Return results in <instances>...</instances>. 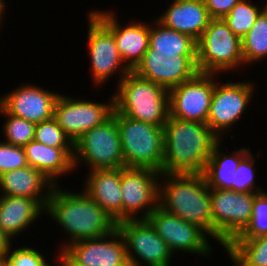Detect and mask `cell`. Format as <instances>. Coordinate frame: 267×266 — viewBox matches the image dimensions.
<instances>
[{"instance_id":"6da1fadb","label":"cell","mask_w":267,"mask_h":266,"mask_svg":"<svg viewBox=\"0 0 267 266\" xmlns=\"http://www.w3.org/2000/svg\"><path fill=\"white\" fill-rule=\"evenodd\" d=\"M59 187L57 184L52 188L45 212L69 235L58 253L71 243L102 237L117 229L113 217L84 191L77 193Z\"/></svg>"},{"instance_id":"7a4b0ae2","label":"cell","mask_w":267,"mask_h":266,"mask_svg":"<svg viewBox=\"0 0 267 266\" xmlns=\"http://www.w3.org/2000/svg\"><path fill=\"white\" fill-rule=\"evenodd\" d=\"M163 129L162 173H204L214 146L221 140L208 124L169 115Z\"/></svg>"},{"instance_id":"3957f363","label":"cell","mask_w":267,"mask_h":266,"mask_svg":"<svg viewBox=\"0 0 267 266\" xmlns=\"http://www.w3.org/2000/svg\"><path fill=\"white\" fill-rule=\"evenodd\" d=\"M160 178L158 206L213 238L210 188L204 174L161 173Z\"/></svg>"},{"instance_id":"277c9868","label":"cell","mask_w":267,"mask_h":266,"mask_svg":"<svg viewBox=\"0 0 267 266\" xmlns=\"http://www.w3.org/2000/svg\"><path fill=\"white\" fill-rule=\"evenodd\" d=\"M114 95V107L134 120L164 126L170 115L169 90L130 71Z\"/></svg>"},{"instance_id":"5b68a950","label":"cell","mask_w":267,"mask_h":266,"mask_svg":"<svg viewBox=\"0 0 267 266\" xmlns=\"http://www.w3.org/2000/svg\"><path fill=\"white\" fill-rule=\"evenodd\" d=\"M122 145L124 167L147 168L162 173L164 160V129L148 122L126 117L115 109Z\"/></svg>"},{"instance_id":"8992f818","label":"cell","mask_w":267,"mask_h":266,"mask_svg":"<svg viewBox=\"0 0 267 266\" xmlns=\"http://www.w3.org/2000/svg\"><path fill=\"white\" fill-rule=\"evenodd\" d=\"M242 65L241 38L231 31L223 19H212L197 41L198 72L220 75L240 69Z\"/></svg>"},{"instance_id":"52a82bcc","label":"cell","mask_w":267,"mask_h":266,"mask_svg":"<svg viewBox=\"0 0 267 266\" xmlns=\"http://www.w3.org/2000/svg\"><path fill=\"white\" fill-rule=\"evenodd\" d=\"M80 164L88 166L89 171L124 167L121 140L113 115L104 123L85 132L74 143L75 169Z\"/></svg>"},{"instance_id":"ba28073f","label":"cell","mask_w":267,"mask_h":266,"mask_svg":"<svg viewBox=\"0 0 267 266\" xmlns=\"http://www.w3.org/2000/svg\"><path fill=\"white\" fill-rule=\"evenodd\" d=\"M258 193L210 188L213 239L225 248L249 224Z\"/></svg>"},{"instance_id":"9c48e42d","label":"cell","mask_w":267,"mask_h":266,"mask_svg":"<svg viewBox=\"0 0 267 266\" xmlns=\"http://www.w3.org/2000/svg\"><path fill=\"white\" fill-rule=\"evenodd\" d=\"M196 63L197 51H157L148 47L133 71L170 90L198 72Z\"/></svg>"},{"instance_id":"30bf717a","label":"cell","mask_w":267,"mask_h":266,"mask_svg":"<svg viewBox=\"0 0 267 266\" xmlns=\"http://www.w3.org/2000/svg\"><path fill=\"white\" fill-rule=\"evenodd\" d=\"M117 229L125 241L130 266L171 265L172 251L147 219L123 220Z\"/></svg>"},{"instance_id":"8fae6325","label":"cell","mask_w":267,"mask_h":266,"mask_svg":"<svg viewBox=\"0 0 267 266\" xmlns=\"http://www.w3.org/2000/svg\"><path fill=\"white\" fill-rule=\"evenodd\" d=\"M87 51L94 86L102 85L118 73L119 82L131 71L123 62L113 33L90 11L88 13Z\"/></svg>"},{"instance_id":"7c38bea8","label":"cell","mask_w":267,"mask_h":266,"mask_svg":"<svg viewBox=\"0 0 267 266\" xmlns=\"http://www.w3.org/2000/svg\"><path fill=\"white\" fill-rule=\"evenodd\" d=\"M106 103L90 99H75L60 94L54 107V118L65 134L75 143L85 132L109 119L114 107L112 94ZM89 100V101H88Z\"/></svg>"},{"instance_id":"4fadbf2b","label":"cell","mask_w":267,"mask_h":266,"mask_svg":"<svg viewBox=\"0 0 267 266\" xmlns=\"http://www.w3.org/2000/svg\"><path fill=\"white\" fill-rule=\"evenodd\" d=\"M219 84V85H218ZM255 84L251 81L215 83L208 113L207 124L222 140L224 132L234 127L242 117L254 95Z\"/></svg>"},{"instance_id":"5bb4252c","label":"cell","mask_w":267,"mask_h":266,"mask_svg":"<svg viewBox=\"0 0 267 266\" xmlns=\"http://www.w3.org/2000/svg\"><path fill=\"white\" fill-rule=\"evenodd\" d=\"M160 174L147 168L121 167L122 221L146 219L158 207Z\"/></svg>"},{"instance_id":"9a60e30c","label":"cell","mask_w":267,"mask_h":266,"mask_svg":"<svg viewBox=\"0 0 267 266\" xmlns=\"http://www.w3.org/2000/svg\"><path fill=\"white\" fill-rule=\"evenodd\" d=\"M146 219L166 242L173 254L183 251L192 255L208 257L213 252V247L208 242L210 236L203 229L159 206Z\"/></svg>"},{"instance_id":"2e32d148","label":"cell","mask_w":267,"mask_h":266,"mask_svg":"<svg viewBox=\"0 0 267 266\" xmlns=\"http://www.w3.org/2000/svg\"><path fill=\"white\" fill-rule=\"evenodd\" d=\"M218 76L220 75L197 72L191 79L171 88L169 90L170 116L207 123Z\"/></svg>"},{"instance_id":"e0dca14e","label":"cell","mask_w":267,"mask_h":266,"mask_svg":"<svg viewBox=\"0 0 267 266\" xmlns=\"http://www.w3.org/2000/svg\"><path fill=\"white\" fill-rule=\"evenodd\" d=\"M71 266H130L125 241L116 229L71 243L59 253Z\"/></svg>"},{"instance_id":"ac0fdd59","label":"cell","mask_w":267,"mask_h":266,"mask_svg":"<svg viewBox=\"0 0 267 266\" xmlns=\"http://www.w3.org/2000/svg\"><path fill=\"white\" fill-rule=\"evenodd\" d=\"M24 82L0 97V106L10 115L21 117L35 124L54 117L58 96L51 90Z\"/></svg>"},{"instance_id":"d6986e66","label":"cell","mask_w":267,"mask_h":266,"mask_svg":"<svg viewBox=\"0 0 267 266\" xmlns=\"http://www.w3.org/2000/svg\"><path fill=\"white\" fill-rule=\"evenodd\" d=\"M91 12L113 33L123 62L133 71L149 47V23L131 21L132 23L121 25L117 14L110 9Z\"/></svg>"},{"instance_id":"ffe728a7","label":"cell","mask_w":267,"mask_h":266,"mask_svg":"<svg viewBox=\"0 0 267 266\" xmlns=\"http://www.w3.org/2000/svg\"><path fill=\"white\" fill-rule=\"evenodd\" d=\"M84 192L118 223L122 221L121 168L87 172Z\"/></svg>"},{"instance_id":"44dd1931","label":"cell","mask_w":267,"mask_h":266,"mask_svg":"<svg viewBox=\"0 0 267 266\" xmlns=\"http://www.w3.org/2000/svg\"><path fill=\"white\" fill-rule=\"evenodd\" d=\"M157 19L164 26L189 35L196 42L212 20L204 0H172Z\"/></svg>"},{"instance_id":"7402d4cb","label":"cell","mask_w":267,"mask_h":266,"mask_svg":"<svg viewBox=\"0 0 267 266\" xmlns=\"http://www.w3.org/2000/svg\"><path fill=\"white\" fill-rule=\"evenodd\" d=\"M55 184L41 171L31 166L0 175V195L27 197L38 200L45 208Z\"/></svg>"},{"instance_id":"603a6c76","label":"cell","mask_w":267,"mask_h":266,"mask_svg":"<svg viewBox=\"0 0 267 266\" xmlns=\"http://www.w3.org/2000/svg\"><path fill=\"white\" fill-rule=\"evenodd\" d=\"M42 212L46 208L38 200L0 195V229L11 241L37 221Z\"/></svg>"},{"instance_id":"cb8c5ba5","label":"cell","mask_w":267,"mask_h":266,"mask_svg":"<svg viewBox=\"0 0 267 266\" xmlns=\"http://www.w3.org/2000/svg\"><path fill=\"white\" fill-rule=\"evenodd\" d=\"M28 166L41 171L55 185L59 176L74 172V148H54L35 140L24 146Z\"/></svg>"},{"instance_id":"d4e9b609","label":"cell","mask_w":267,"mask_h":266,"mask_svg":"<svg viewBox=\"0 0 267 266\" xmlns=\"http://www.w3.org/2000/svg\"><path fill=\"white\" fill-rule=\"evenodd\" d=\"M223 140H220L213 148L207 162L204 176L209 188L230 189L236 169L240 161L251 151L250 148L242 147L234 149L232 153L221 152ZM229 153V154H227Z\"/></svg>"},{"instance_id":"484cf974","label":"cell","mask_w":267,"mask_h":266,"mask_svg":"<svg viewBox=\"0 0 267 266\" xmlns=\"http://www.w3.org/2000/svg\"><path fill=\"white\" fill-rule=\"evenodd\" d=\"M224 249L235 266H267V235L234 238Z\"/></svg>"},{"instance_id":"4316f807","label":"cell","mask_w":267,"mask_h":266,"mask_svg":"<svg viewBox=\"0 0 267 266\" xmlns=\"http://www.w3.org/2000/svg\"><path fill=\"white\" fill-rule=\"evenodd\" d=\"M244 66L267 58V6L260 12L252 28L241 38Z\"/></svg>"},{"instance_id":"83f0119b","label":"cell","mask_w":267,"mask_h":266,"mask_svg":"<svg viewBox=\"0 0 267 266\" xmlns=\"http://www.w3.org/2000/svg\"><path fill=\"white\" fill-rule=\"evenodd\" d=\"M153 22H149L150 48L157 51H197V42L189 35L168 28L157 19Z\"/></svg>"},{"instance_id":"f1b7e54d","label":"cell","mask_w":267,"mask_h":266,"mask_svg":"<svg viewBox=\"0 0 267 266\" xmlns=\"http://www.w3.org/2000/svg\"><path fill=\"white\" fill-rule=\"evenodd\" d=\"M267 6L260 8L250 0H243L237 3L230 12L223 18L231 31L242 38L253 26L257 16Z\"/></svg>"},{"instance_id":"f546056e","label":"cell","mask_w":267,"mask_h":266,"mask_svg":"<svg viewBox=\"0 0 267 266\" xmlns=\"http://www.w3.org/2000/svg\"><path fill=\"white\" fill-rule=\"evenodd\" d=\"M0 115L7 119L2 127L4 142L24 147L30 141L34 140L35 123L27 121L21 117L10 115L1 106Z\"/></svg>"},{"instance_id":"4dcf8cb0","label":"cell","mask_w":267,"mask_h":266,"mask_svg":"<svg viewBox=\"0 0 267 266\" xmlns=\"http://www.w3.org/2000/svg\"><path fill=\"white\" fill-rule=\"evenodd\" d=\"M34 140L54 148H74V143L54 117L35 125Z\"/></svg>"},{"instance_id":"1f68e13d","label":"cell","mask_w":267,"mask_h":266,"mask_svg":"<svg viewBox=\"0 0 267 266\" xmlns=\"http://www.w3.org/2000/svg\"><path fill=\"white\" fill-rule=\"evenodd\" d=\"M267 235V192L258 193L253 200L249 224L235 238H257Z\"/></svg>"},{"instance_id":"d6a6232c","label":"cell","mask_w":267,"mask_h":266,"mask_svg":"<svg viewBox=\"0 0 267 266\" xmlns=\"http://www.w3.org/2000/svg\"><path fill=\"white\" fill-rule=\"evenodd\" d=\"M255 160L251 151L240 161L236 169L232 182V190L237 192H264L262 187H258L255 183Z\"/></svg>"},{"instance_id":"836d02e7","label":"cell","mask_w":267,"mask_h":266,"mask_svg":"<svg viewBox=\"0 0 267 266\" xmlns=\"http://www.w3.org/2000/svg\"><path fill=\"white\" fill-rule=\"evenodd\" d=\"M11 245L6 253L10 266H51L39 250L26 245L13 249Z\"/></svg>"},{"instance_id":"e575fe53","label":"cell","mask_w":267,"mask_h":266,"mask_svg":"<svg viewBox=\"0 0 267 266\" xmlns=\"http://www.w3.org/2000/svg\"><path fill=\"white\" fill-rule=\"evenodd\" d=\"M27 166L24 147L11 145L0 140V175Z\"/></svg>"},{"instance_id":"d590c367","label":"cell","mask_w":267,"mask_h":266,"mask_svg":"<svg viewBox=\"0 0 267 266\" xmlns=\"http://www.w3.org/2000/svg\"><path fill=\"white\" fill-rule=\"evenodd\" d=\"M241 1L243 0H204L212 19H223Z\"/></svg>"},{"instance_id":"8d00e7d4","label":"cell","mask_w":267,"mask_h":266,"mask_svg":"<svg viewBox=\"0 0 267 266\" xmlns=\"http://www.w3.org/2000/svg\"><path fill=\"white\" fill-rule=\"evenodd\" d=\"M11 243V240L0 229V254H6Z\"/></svg>"},{"instance_id":"74e56055","label":"cell","mask_w":267,"mask_h":266,"mask_svg":"<svg viewBox=\"0 0 267 266\" xmlns=\"http://www.w3.org/2000/svg\"><path fill=\"white\" fill-rule=\"evenodd\" d=\"M5 7H7L6 6V1L5 0H0V27H1V25L3 24V20L2 19H4V12H5Z\"/></svg>"},{"instance_id":"f35d334b","label":"cell","mask_w":267,"mask_h":266,"mask_svg":"<svg viewBox=\"0 0 267 266\" xmlns=\"http://www.w3.org/2000/svg\"><path fill=\"white\" fill-rule=\"evenodd\" d=\"M0 266H10L9 259L6 254H0Z\"/></svg>"},{"instance_id":"ab89813d","label":"cell","mask_w":267,"mask_h":266,"mask_svg":"<svg viewBox=\"0 0 267 266\" xmlns=\"http://www.w3.org/2000/svg\"><path fill=\"white\" fill-rule=\"evenodd\" d=\"M58 257L56 258V260H58L59 262V266H71L60 254L57 255Z\"/></svg>"}]
</instances>
